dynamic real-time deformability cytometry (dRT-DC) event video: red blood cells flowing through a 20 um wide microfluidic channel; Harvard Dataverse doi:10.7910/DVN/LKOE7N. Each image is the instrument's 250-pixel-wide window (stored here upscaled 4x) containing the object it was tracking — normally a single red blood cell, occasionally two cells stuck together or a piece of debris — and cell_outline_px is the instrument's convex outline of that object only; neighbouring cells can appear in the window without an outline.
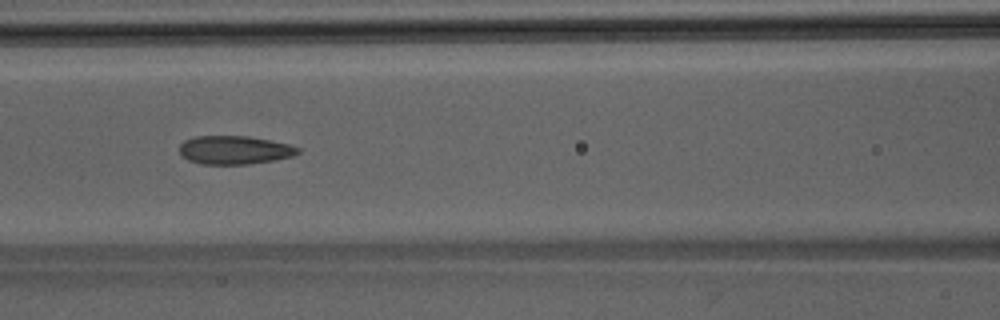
{"species": "Egyptian fruit bat (a non-hibernating species)", "species_latin": "Rousettus aegyptiacus", "temperature_condition": "room temperature", "stored_images_in_passage": 40, "camera_frame_rate_fps": 3000, "um_per_image_px": 0.085, "animal": {"sex": "male"}, "frame": {"image": 1, "passage_image": 14, "time_ms": 4.333, "image_size_px": [1000, 320], "cell_outline_px": [[300, 152], [292, 156], [272, 160], [248, 164], [200, 164], [188, 160], [180, 156], [180, 144], [184, 140], [196, 136], [248, 136], [288, 144], [300, 148]], "centroid_in_image_um": [19.89, 12.75], "position_along_channel_um": 146.7, "area_um2": 19.59}}
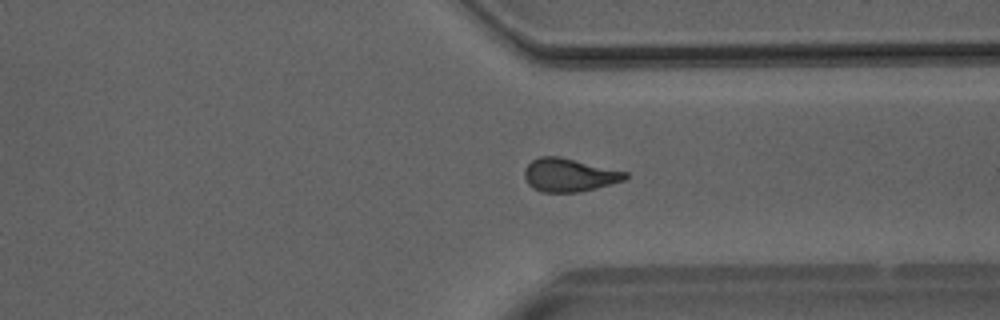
{"frame": {"image": 2, "passage_image": 29, "time_ms": 9.333, "image_size_px": [1000, 320], "cell_outline_px": [[628, 176], [624, 180], [596, 188], [580, 192], [540, 192], [532, 188], [528, 184], [524, 176], [524, 168], [532, 160], [540, 156], [560, 156], [628, 172]], "centroid_in_image_um": [48.35, 14.87], "position_along_channel_um": 363.0, "area_um2": 19.65}}
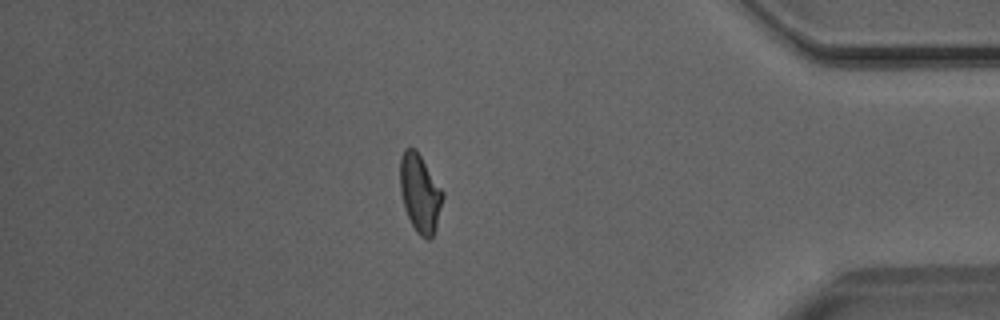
{"frame": {"image": 3, "passage_image": 34, "time_ms": 11.0, "image_size_px": [1000, 320], "cell_outline_px": [[444, 196], [436, 228], [432, 236], [428, 240], [424, 240], [416, 232], [404, 208], [400, 192], [400, 160], [404, 148], [412, 148], [420, 156], [444, 192]], "centroid_in_image_um": [35.7, 16.47], "position_along_channel_um": 399.5, "area_um2": 19.31}}